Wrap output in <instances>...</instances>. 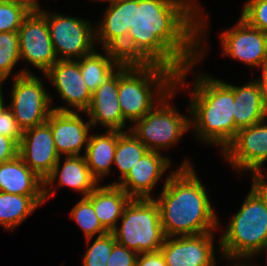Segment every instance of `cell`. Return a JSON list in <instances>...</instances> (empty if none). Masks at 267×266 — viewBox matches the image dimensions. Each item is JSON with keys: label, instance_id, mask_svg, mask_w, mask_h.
<instances>
[{"label": "cell", "instance_id": "obj_21", "mask_svg": "<svg viewBox=\"0 0 267 266\" xmlns=\"http://www.w3.org/2000/svg\"><path fill=\"white\" fill-rule=\"evenodd\" d=\"M0 192L23 196H44V180L17 155L0 164Z\"/></svg>", "mask_w": 267, "mask_h": 266}, {"label": "cell", "instance_id": "obj_37", "mask_svg": "<svg viewBox=\"0 0 267 266\" xmlns=\"http://www.w3.org/2000/svg\"><path fill=\"white\" fill-rule=\"evenodd\" d=\"M264 171L252 175V187L263 197L267 204V181Z\"/></svg>", "mask_w": 267, "mask_h": 266}, {"label": "cell", "instance_id": "obj_39", "mask_svg": "<svg viewBox=\"0 0 267 266\" xmlns=\"http://www.w3.org/2000/svg\"><path fill=\"white\" fill-rule=\"evenodd\" d=\"M2 84H3V82H0V112L5 108V107H7L6 106V104H5V102H4V95H3V88H2Z\"/></svg>", "mask_w": 267, "mask_h": 266}, {"label": "cell", "instance_id": "obj_8", "mask_svg": "<svg viewBox=\"0 0 267 266\" xmlns=\"http://www.w3.org/2000/svg\"><path fill=\"white\" fill-rule=\"evenodd\" d=\"M39 10L46 16L50 37L58 60H80L95 50V25L88 19Z\"/></svg>", "mask_w": 267, "mask_h": 266}, {"label": "cell", "instance_id": "obj_13", "mask_svg": "<svg viewBox=\"0 0 267 266\" xmlns=\"http://www.w3.org/2000/svg\"><path fill=\"white\" fill-rule=\"evenodd\" d=\"M44 75L46 76L44 78L51 81L61 99L67 103L65 107L57 106L53 110L72 112L77 110L81 113L89 108L92 94L83 80L79 60H58Z\"/></svg>", "mask_w": 267, "mask_h": 266}, {"label": "cell", "instance_id": "obj_11", "mask_svg": "<svg viewBox=\"0 0 267 266\" xmlns=\"http://www.w3.org/2000/svg\"><path fill=\"white\" fill-rule=\"evenodd\" d=\"M233 170L254 173L262 172L267 160L266 121L239 129L235 138L221 153Z\"/></svg>", "mask_w": 267, "mask_h": 266}, {"label": "cell", "instance_id": "obj_29", "mask_svg": "<svg viewBox=\"0 0 267 266\" xmlns=\"http://www.w3.org/2000/svg\"><path fill=\"white\" fill-rule=\"evenodd\" d=\"M70 217L83 230L87 243L98 233L102 236L108 233L101 225L95 214L92 202L87 197H82L71 209Z\"/></svg>", "mask_w": 267, "mask_h": 266}, {"label": "cell", "instance_id": "obj_3", "mask_svg": "<svg viewBox=\"0 0 267 266\" xmlns=\"http://www.w3.org/2000/svg\"><path fill=\"white\" fill-rule=\"evenodd\" d=\"M189 99L190 129L195 137L221 147L231 143L239 130L234 123V85L211 75L194 74Z\"/></svg>", "mask_w": 267, "mask_h": 266}, {"label": "cell", "instance_id": "obj_22", "mask_svg": "<svg viewBox=\"0 0 267 266\" xmlns=\"http://www.w3.org/2000/svg\"><path fill=\"white\" fill-rule=\"evenodd\" d=\"M86 197L92 202L96 216L108 233L115 230L125 206L132 199L117 184H99Z\"/></svg>", "mask_w": 267, "mask_h": 266}, {"label": "cell", "instance_id": "obj_20", "mask_svg": "<svg viewBox=\"0 0 267 266\" xmlns=\"http://www.w3.org/2000/svg\"><path fill=\"white\" fill-rule=\"evenodd\" d=\"M103 10L104 17L95 27L96 42L103 49L116 51L126 40L133 26L134 0H114Z\"/></svg>", "mask_w": 267, "mask_h": 266}, {"label": "cell", "instance_id": "obj_24", "mask_svg": "<svg viewBox=\"0 0 267 266\" xmlns=\"http://www.w3.org/2000/svg\"><path fill=\"white\" fill-rule=\"evenodd\" d=\"M118 141L117 130H106L105 134L90 135L86 152L83 153L92 176L98 181L112 170Z\"/></svg>", "mask_w": 267, "mask_h": 266}, {"label": "cell", "instance_id": "obj_14", "mask_svg": "<svg viewBox=\"0 0 267 266\" xmlns=\"http://www.w3.org/2000/svg\"><path fill=\"white\" fill-rule=\"evenodd\" d=\"M213 244V232L166 237L160 251L167 266H216Z\"/></svg>", "mask_w": 267, "mask_h": 266}, {"label": "cell", "instance_id": "obj_9", "mask_svg": "<svg viewBox=\"0 0 267 266\" xmlns=\"http://www.w3.org/2000/svg\"><path fill=\"white\" fill-rule=\"evenodd\" d=\"M11 102L7 106L22 131L42 125L53 111L50 96L39 77L25 73L13 78Z\"/></svg>", "mask_w": 267, "mask_h": 266}, {"label": "cell", "instance_id": "obj_41", "mask_svg": "<svg viewBox=\"0 0 267 266\" xmlns=\"http://www.w3.org/2000/svg\"><path fill=\"white\" fill-rule=\"evenodd\" d=\"M264 251H266L265 253V255L267 256V244L262 248V250H261V252L259 253L260 255H262V253L264 252ZM267 261V260H266ZM267 265V264H266Z\"/></svg>", "mask_w": 267, "mask_h": 266}, {"label": "cell", "instance_id": "obj_27", "mask_svg": "<svg viewBox=\"0 0 267 266\" xmlns=\"http://www.w3.org/2000/svg\"><path fill=\"white\" fill-rule=\"evenodd\" d=\"M148 151L149 149L130 130L118 131L113 162L120 171L118 180L121 181Z\"/></svg>", "mask_w": 267, "mask_h": 266}, {"label": "cell", "instance_id": "obj_12", "mask_svg": "<svg viewBox=\"0 0 267 266\" xmlns=\"http://www.w3.org/2000/svg\"><path fill=\"white\" fill-rule=\"evenodd\" d=\"M222 53L251 68L267 61V33L248 25L241 17L231 29L221 33Z\"/></svg>", "mask_w": 267, "mask_h": 266}, {"label": "cell", "instance_id": "obj_5", "mask_svg": "<svg viewBox=\"0 0 267 266\" xmlns=\"http://www.w3.org/2000/svg\"><path fill=\"white\" fill-rule=\"evenodd\" d=\"M266 244L267 204L263 197L251 187L240 209L223 231L218 243L222 256L219 261L226 258L231 263L235 262L234 264H248V260L260 256L259 253Z\"/></svg>", "mask_w": 267, "mask_h": 266}, {"label": "cell", "instance_id": "obj_16", "mask_svg": "<svg viewBox=\"0 0 267 266\" xmlns=\"http://www.w3.org/2000/svg\"><path fill=\"white\" fill-rule=\"evenodd\" d=\"M79 112L53 110L47 123L51 127L56 150L60 157L81 156L89 142L90 121H83Z\"/></svg>", "mask_w": 267, "mask_h": 266}, {"label": "cell", "instance_id": "obj_36", "mask_svg": "<svg viewBox=\"0 0 267 266\" xmlns=\"http://www.w3.org/2000/svg\"><path fill=\"white\" fill-rule=\"evenodd\" d=\"M136 266H167L161 251L138 254Z\"/></svg>", "mask_w": 267, "mask_h": 266}, {"label": "cell", "instance_id": "obj_19", "mask_svg": "<svg viewBox=\"0 0 267 266\" xmlns=\"http://www.w3.org/2000/svg\"><path fill=\"white\" fill-rule=\"evenodd\" d=\"M61 159L62 157L59 158L52 172L44 179L45 202L56 194V188H53L55 180H58L57 185L59 187H70V189L80 192L82 197H86L99 185L92 176L84 155L65 157L63 165H61Z\"/></svg>", "mask_w": 267, "mask_h": 266}, {"label": "cell", "instance_id": "obj_18", "mask_svg": "<svg viewBox=\"0 0 267 266\" xmlns=\"http://www.w3.org/2000/svg\"><path fill=\"white\" fill-rule=\"evenodd\" d=\"M82 113L89 117L92 126L101 124L107 130H130L126 128L127 121L118 100V69L96 89L89 108Z\"/></svg>", "mask_w": 267, "mask_h": 266}, {"label": "cell", "instance_id": "obj_31", "mask_svg": "<svg viewBox=\"0 0 267 266\" xmlns=\"http://www.w3.org/2000/svg\"><path fill=\"white\" fill-rule=\"evenodd\" d=\"M116 239L113 233L97 236L83 256V266H107Z\"/></svg>", "mask_w": 267, "mask_h": 266}, {"label": "cell", "instance_id": "obj_23", "mask_svg": "<svg viewBox=\"0 0 267 266\" xmlns=\"http://www.w3.org/2000/svg\"><path fill=\"white\" fill-rule=\"evenodd\" d=\"M234 123L238 129L253 126L267 118V104L264 101L257 79L234 85Z\"/></svg>", "mask_w": 267, "mask_h": 266}, {"label": "cell", "instance_id": "obj_30", "mask_svg": "<svg viewBox=\"0 0 267 266\" xmlns=\"http://www.w3.org/2000/svg\"><path fill=\"white\" fill-rule=\"evenodd\" d=\"M33 7L24 0H0V32H14Z\"/></svg>", "mask_w": 267, "mask_h": 266}, {"label": "cell", "instance_id": "obj_26", "mask_svg": "<svg viewBox=\"0 0 267 266\" xmlns=\"http://www.w3.org/2000/svg\"><path fill=\"white\" fill-rule=\"evenodd\" d=\"M43 203L44 196L0 192V226L12 231Z\"/></svg>", "mask_w": 267, "mask_h": 266}, {"label": "cell", "instance_id": "obj_32", "mask_svg": "<svg viewBox=\"0 0 267 266\" xmlns=\"http://www.w3.org/2000/svg\"><path fill=\"white\" fill-rule=\"evenodd\" d=\"M241 18L251 27L267 33V0H247Z\"/></svg>", "mask_w": 267, "mask_h": 266}, {"label": "cell", "instance_id": "obj_4", "mask_svg": "<svg viewBox=\"0 0 267 266\" xmlns=\"http://www.w3.org/2000/svg\"><path fill=\"white\" fill-rule=\"evenodd\" d=\"M176 76L157 64L123 63L118 68V100L124 119H142L175 88Z\"/></svg>", "mask_w": 267, "mask_h": 266}, {"label": "cell", "instance_id": "obj_25", "mask_svg": "<svg viewBox=\"0 0 267 266\" xmlns=\"http://www.w3.org/2000/svg\"><path fill=\"white\" fill-rule=\"evenodd\" d=\"M96 50L79 60L83 80L91 94L123 64L116 51L104 49L102 55Z\"/></svg>", "mask_w": 267, "mask_h": 266}, {"label": "cell", "instance_id": "obj_6", "mask_svg": "<svg viewBox=\"0 0 267 266\" xmlns=\"http://www.w3.org/2000/svg\"><path fill=\"white\" fill-rule=\"evenodd\" d=\"M196 63L186 65V67L176 76L175 88L167 94L156 106L151 109L142 119L135 121L130 127V131L149 149V151L160 152L174 146L179 142L182 135L190 130V112L187 115L179 113L177 108L170 105L171 98L182 90L185 80L191 68ZM188 72V73H187ZM184 86V87H183ZM180 87V88H179ZM183 87V88H181Z\"/></svg>", "mask_w": 267, "mask_h": 266}, {"label": "cell", "instance_id": "obj_43", "mask_svg": "<svg viewBox=\"0 0 267 266\" xmlns=\"http://www.w3.org/2000/svg\"><path fill=\"white\" fill-rule=\"evenodd\" d=\"M93 1H94V0H93ZM96 1H103V2H104V1L106 2V1H107V2H111V1H114V0H96Z\"/></svg>", "mask_w": 267, "mask_h": 266}, {"label": "cell", "instance_id": "obj_17", "mask_svg": "<svg viewBox=\"0 0 267 266\" xmlns=\"http://www.w3.org/2000/svg\"><path fill=\"white\" fill-rule=\"evenodd\" d=\"M171 160L161 152L148 151L117 184L132 199L154 198L152 190L171 166Z\"/></svg>", "mask_w": 267, "mask_h": 266}, {"label": "cell", "instance_id": "obj_2", "mask_svg": "<svg viewBox=\"0 0 267 266\" xmlns=\"http://www.w3.org/2000/svg\"><path fill=\"white\" fill-rule=\"evenodd\" d=\"M187 159L166 175L163 190L155 197L166 237L194 236L219 229L208 192Z\"/></svg>", "mask_w": 267, "mask_h": 266}, {"label": "cell", "instance_id": "obj_40", "mask_svg": "<svg viewBox=\"0 0 267 266\" xmlns=\"http://www.w3.org/2000/svg\"><path fill=\"white\" fill-rule=\"evenodd\" d=\"M27 1L33 8L40 7L39 0H24Z\"/></svg>", "mask_w": 267, "mask_h": 266}, {"label": "cell", "instance_id": "obj_28", "mask_svg": "<svg viewBox=\"0 0 267 266\" xmlns=\"http://www.w3.org/2000/svg\"><path fill=\"white\" fill-rule=\"evenodd\" d=\"M19 60L21 58L18 31L0 32V82H5L11 75H13V79L25 73H32L27 67L22 71L20 70V72L18 71L16 74L12 73L13 68Z\"/></svg>", "mask_w": 267, "mask_h": 266}, {"label": "cell", "instance_id": "obj_33", "mask_svg": "<svg viewBox=\"0 0 267 266\" xmlns=\"http://www.w3.org/2000/svg\"><path fill=\"white\" fill-rule=\"evenodd\" d=\"M0 135L13 139L18 145L23 135L13 112L8 107L0 112Z\"/></svg>", "mask_w": 267, "mask_h": 266}, {"label": "cell", "instance_id": "obj_15", "mask_svg": "<svg viewBox=\"0 0 267 266\" xmlns=\"http://www.w3.org/2000/svg\"><path fill=\"white\" fill-rule=\"evenodd\" d=\"M18 155L40 178H47L60 158L47 122L23 131Z\"/></svg>", "mask_w": 267, "mask_h": 266}, {"label": "cell", "instance_id": "obj_10", "mask_svg": "<svg viewBox=\"0 0 267 266\" xmlns=\"http://www.w3.org/2000/svg\"><path fill=\"white\" fill-rule=\"evenodd\" d=\"M20 58L45 73L58 61L46 16L33 8L18 30Z\"/></svg>", "mask_w": 267, "mask_h": 266}, {"label": "cell", "instance_id": "obj_34", "mask_svg": "<svg viewBox=\"0 0 267 266\" xmlns=\"http://www.w3.org/2000/svg\"><path fill=\"white\" fill-rule=\"evenodd\" d=\"M137 257V252L116 242L107 261V266H136Z\"/></svg>", "mask_w": 267, "mask_h": 266}, {"label": "cell", "instance_id": "obj_35", "mask_svg": "<svg viewBox=\"0 0 267 266\" xmlns=\"http://www.w3.org/2000/svg\"><path fill=\"white\" fill-rule=\"evenodd\" d=\"M18 144L11 138L0 135V164L18 155Z\"/></svg>", "mask_w": 267, "mask_h": 266}, {"label": "cell", "instance_id": "obj_42", "mask_svg": "<svg viewBox=\"0 0 267 266\" xmlns=\"http://www.w3.org/2000/svg\"><path fill=\"white\" fill-rule=\"evenodd\" d=\"M233 266H253V265H250V263L248 264H245V265H240V264H232Z\"/></svg>", "mask_w": 267, "mask_h": 266}, {"label": "cell", "instance_id": "obj_7", "mask_svg": "<svg viewBox=\"0 0 267 266\" xmlns=\"http://www.w3.org/2000/svg\"><path fill=\"white\" fill-rule=\"evenodd\" d=\"M120 219L121 226L112 232L117 243L138 254L160 250L166 236L154 198L131 199Z\"/></svg>", "mask_w": 267, "mask_h": 266}, {"label": "cell", "instance_id": "obj_1", "mask_svg": "<svg viewBox=\"0 0 267 266\" xmlns=\"http://www.w3.org/2000/svg\"><path fill=\"white\" fill-rule=\"evenodd\" d=\"M202 10L197 0H134L133 26L116 52L123 63L157 64L178 75L207 53Z\"/></svg>", "mask_w": 267, "mask_h": 266}, {"label": "cell", "instance_id": "obj_38", "mask_svg": "<svg viewBox=\"0 0 267 266\" xmlns=\"http://www.w3.org/2000/svg\"><path fill=\"white\" fill-rule=\"evenodd\" d=\"M261 70L262 74L259 78H257V81L260 84L264 101L267 104V61L265 62V65L262 67Z\"/></svg>", "mask_w": 267, "mask_h": 266}]
</instances>
